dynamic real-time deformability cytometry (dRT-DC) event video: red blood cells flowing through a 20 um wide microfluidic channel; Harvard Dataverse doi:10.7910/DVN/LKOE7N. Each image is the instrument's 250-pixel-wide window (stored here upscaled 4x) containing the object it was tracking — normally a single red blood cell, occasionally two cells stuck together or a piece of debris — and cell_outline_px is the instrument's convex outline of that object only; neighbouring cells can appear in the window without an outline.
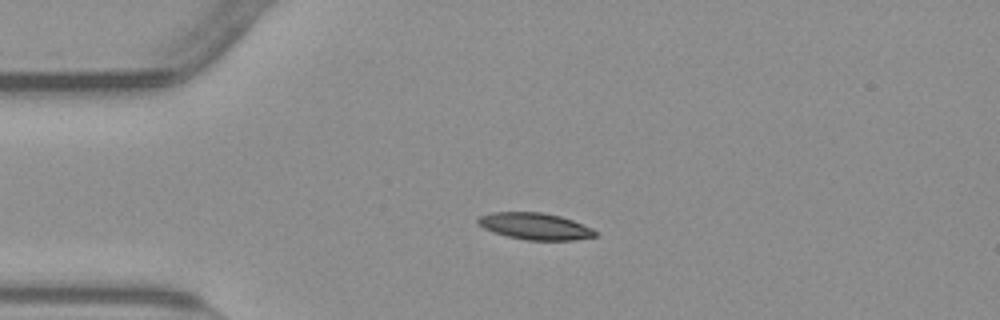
{"species": "common noctule bat (a hibernating species)", "species_latin": "Nyctalus noctula", "temperature_condition": "warm", "stored_images_in_passage": 43, "camera_frame_rate_fps": 3000, "um_per_image_px": 0.085, "animal": {"sex": "male", "body_mass_g": 23.1, "forearm_length_mm": 52.7}, "frame": {"image": 1, "passage_image": 1, "time_ms": 0.0, "image_size_px": [1000, 320], "cell_outline_px": [[596, 236], [576, 240], [528, 240], [508, 236], [484, 228], [476, 224], [476, 220], [480, 216], [492, 212], [544, 212], [560, 216], [572, 220], [592, 228], [596, 232]], "centroid_in_image_um": [45.47, 19.22], "position_along_channel_um": 39.5, "area_um2": 18.15}}
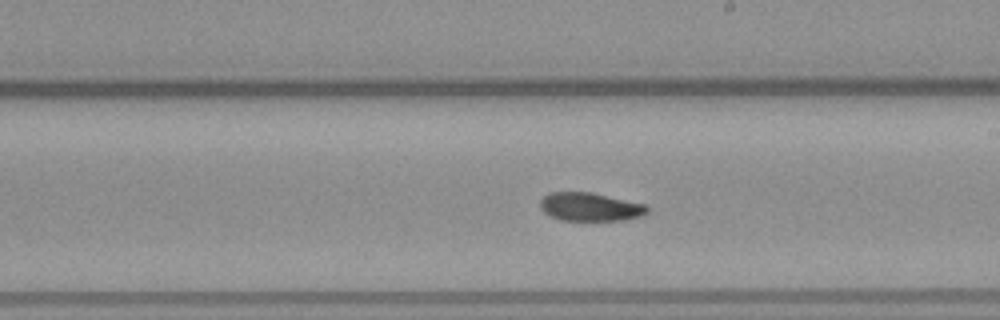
{"frame": {"image": 2, "passage_image": 19, "time_ms": 6.0, "image_size_px": [1000, 320], "cell_outline_px": [[648, 212], [640, 216], [624, 220], [560, 220], [544, 212], [540, 208], [540, 200], [548, 192], [588, 192], [644, 204], [648, 208]], "centroid_in_image_um": [50.12, 17.58], "position_along_channel_um": 238.9, "area_um2": 17.46}}
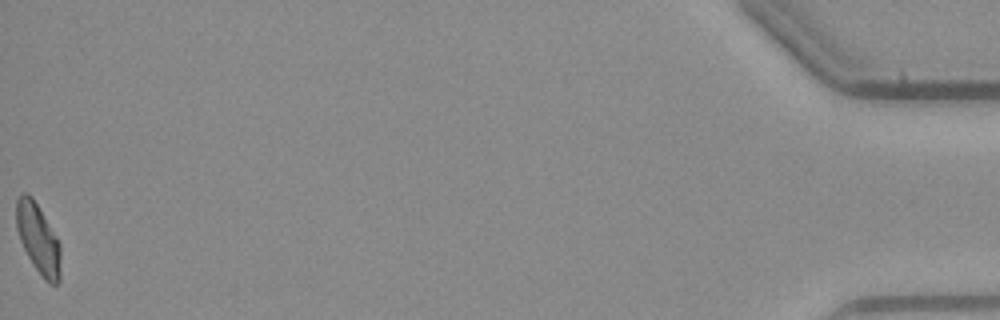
{"frame": {"image": 3, "passage_image": 43, "time_ms": 14.0, "image_size_px": [1000, 320], "cell_outline_px": [[60, 280], [56, 284], [48, 284], [44, 280], [32, 264], [20, 240], [16, 228], [16, 200], [20, 192], [28, 192], [32, 196], [56, 236], [60, 244]], "centroid_in_image_um": [3.23, 20.28], "position_along_channel_um": 432.0, "area_um2": 18.15}, "authors_computed_cell_mechanics": {"area_um2": 18.3226, "velocity_mm_per_s": 3.7776, "shape_relaxation_time_tau1_ms": null, "shape_relaxation_time_tau2_ms": 6.6791, "deformation_change_tau1": null, "deformation_change_tau2": 0.1189}}